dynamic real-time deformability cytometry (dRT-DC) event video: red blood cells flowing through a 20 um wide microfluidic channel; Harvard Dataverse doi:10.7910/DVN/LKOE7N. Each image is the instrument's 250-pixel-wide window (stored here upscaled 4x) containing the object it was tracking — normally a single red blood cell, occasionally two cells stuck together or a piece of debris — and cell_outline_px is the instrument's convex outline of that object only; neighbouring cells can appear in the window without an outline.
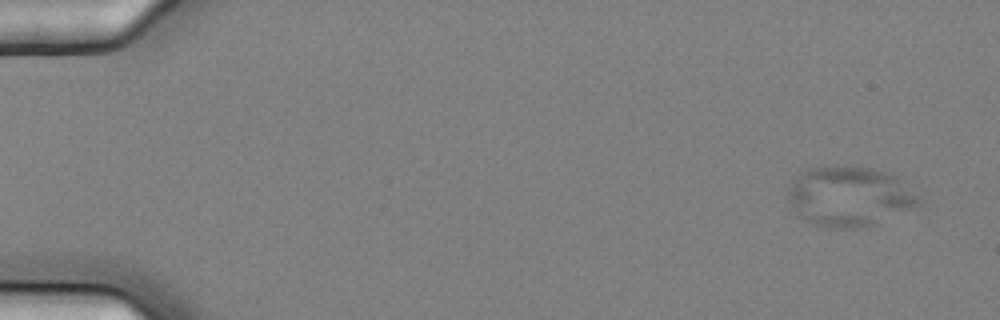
{"species": "common noctule bat (a hibernating species)", "species_latin": "Nyctalus noctula", "temperature_condition": "cold", "stored_images_in_passage": 6, "camera_frame_rate_fps": 3000, "um_per_image_px": 0.085, "animal": {"sex": "female", "body_mass_g": 25.1}, "frame": {"image": 1, "passage_image": 1, "time_ms": 0.0, "image_size_px": [1000, 320], "cell_outline_px": [[920, 204], [912, 208], [856, 228], [836, 228], [812, 224], [796, 216], [792, 208], [788, 196], [788, 188], [800, 172], [808, 168], [836, 164], [872, 168], [888, 172], [896, 176], [920, 196]], "centroid_in_image_um": [72.14, 16.65], "position_along_channel_um": 12.9, "area_um2": 45.49}}
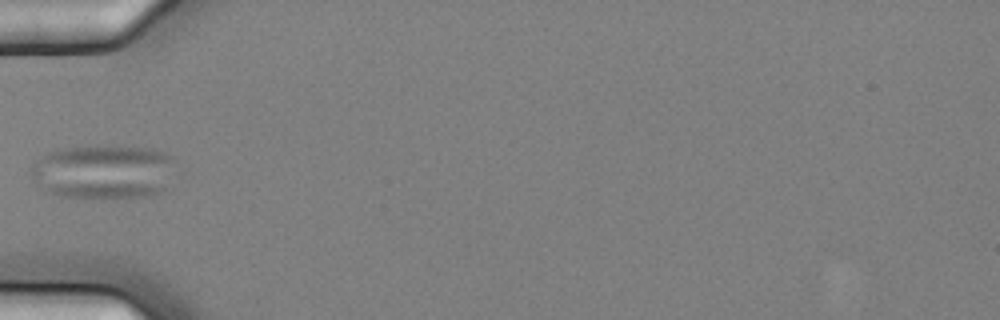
{"frame": {"image": 2, "passage_image": 6, "time_ms": 1.667, "image_size_px": [1000, 320], "cell_outline_px": [[172, 160], [164, 188], [160, 192], [152, 196], [64, 196], [52, 192], [44, 188], [32, 176], [32, 164], [36, 160], [48, 152], [64, 148], [96, 144], [112, 144], [152, 148], [164, 152], [172, 156]], "centroid_in_image_um": [8.78, 14.52], "position_along_channel_um": 76.2, "area_um2": 44.91}}